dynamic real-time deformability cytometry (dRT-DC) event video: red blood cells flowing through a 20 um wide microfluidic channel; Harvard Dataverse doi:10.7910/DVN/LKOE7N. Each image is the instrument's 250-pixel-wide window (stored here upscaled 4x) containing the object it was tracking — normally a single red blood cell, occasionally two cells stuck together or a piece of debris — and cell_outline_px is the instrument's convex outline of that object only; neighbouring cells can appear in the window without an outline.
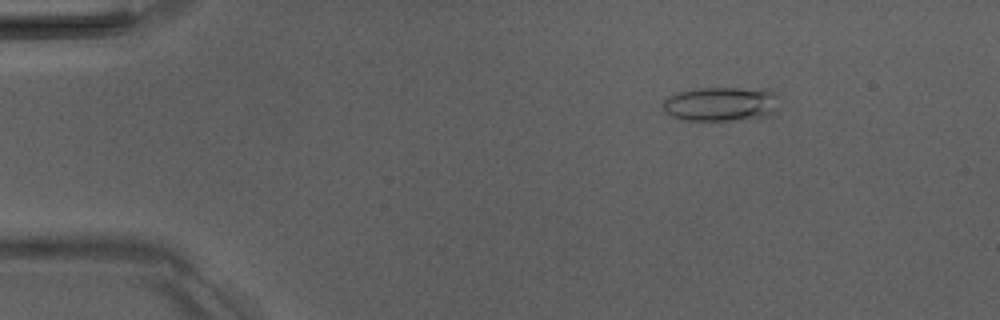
{"species": "Egyptian fruit bat (a non-hibernating species)", "species_latin": "Rousettus aegyptiacus", "temperature_condition": "room temperature", "stored_images_in_passage": 5, "camera_frame_rate_fps": 3000, "um_per_image_px": 0.085, "animal": {"sex": "male"}, "frame": {"image": 1, "passage_image": 2, "time_ms": 1.333, "image_size_px": [1000, 320], "cell_outline_px": [[776, 108], [772, 112], [764, 116], [732, 120], [680, 120], [664, 112], [664, 100], [668, 96], [676, 92], [700, 88], [764, 88], [776, 92]], "centroid_in_image_um": [61.24, 8.82], "position_along_channel_um": 23.8, "area_um2": 23.18}}